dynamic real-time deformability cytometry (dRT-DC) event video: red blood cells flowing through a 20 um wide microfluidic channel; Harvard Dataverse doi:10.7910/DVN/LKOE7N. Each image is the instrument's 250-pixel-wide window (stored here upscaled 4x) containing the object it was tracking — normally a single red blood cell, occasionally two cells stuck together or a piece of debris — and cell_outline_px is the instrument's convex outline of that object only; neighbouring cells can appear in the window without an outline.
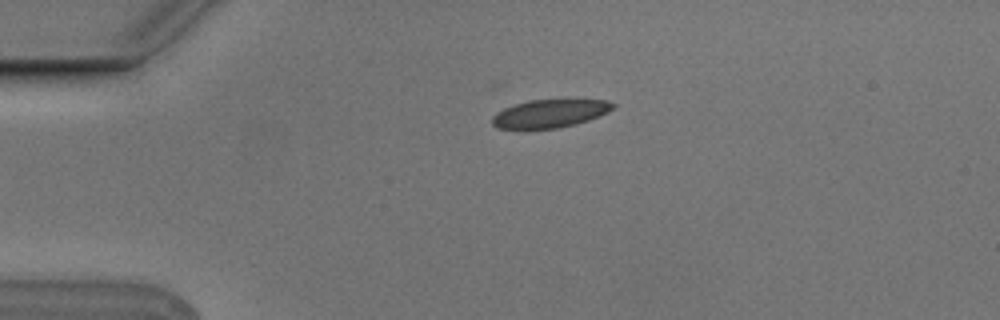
{"species": "Egyptian fruit bat (a non-hibernating species)", "species_latin": "Rousettus aegyptiacus", "temperature_condition": "cold", "stored_images_in_passage": 4, "camera_frame_rate_fps": 3000, "um_per_image_px": 0.085, "animal": {"sex": "male"}, "frame": {"image": 1, "passage_image": 4, "time_ms": 1.0, "image_size_px": [1000, 320], "cell_outline_px": [[616, 108], [608, 112], [588, 120], [576, 124], [556, 128], [496, 128], [492, 124], [492, 116], [496, 112], [504, 108], [528, 100], [608, 100], [616, 104]], "centroid_in_image_um": [46.76, 9.64], "position_along_channel_um": 38.2, "area_um2": 19.65}}